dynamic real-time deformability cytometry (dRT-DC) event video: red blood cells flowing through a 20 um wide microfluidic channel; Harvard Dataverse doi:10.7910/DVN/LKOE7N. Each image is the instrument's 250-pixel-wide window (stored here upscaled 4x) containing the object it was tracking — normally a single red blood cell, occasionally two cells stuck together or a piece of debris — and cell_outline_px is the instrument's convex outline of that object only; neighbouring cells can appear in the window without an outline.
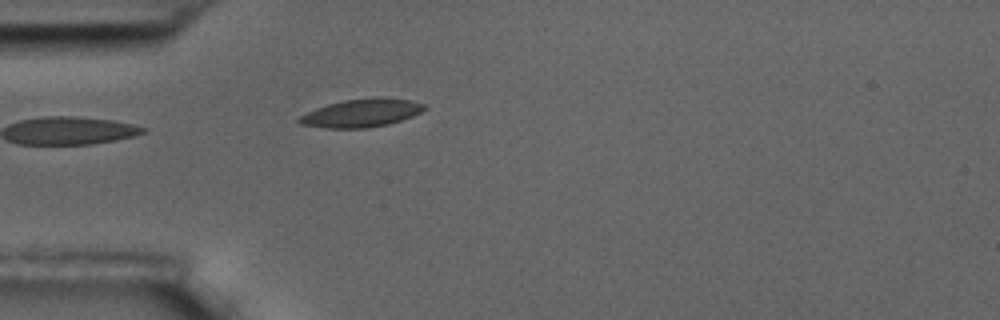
{"species": "common noctule bat (a hibernating species)", "species_latin": "Nyctalus noctula", "temperature_condition": "room temperature", "stored_images_in_passage": 43, "camera_frame_rate_fps": 3000, "um_per_image_px": 0.085, "animal": {"sex": "male", "body_mass_g": 17.5, "forearm_length_mm": 52.3}, "frame": {"image": 1, "passage_image": 1, "time_ms": 0.0, "image_size_px": [1000, 320], "cell_outline_px": [[428, 108], [412, 116], [388, 124], [368, 128], [328, 128], [300, 124], [296, 120], [300, 116], [316, 108], [328, 104], [344, 100], [372, 96], [380, 96], [412, 100], [424, 104]], "centroid_in_image_um": [30.75, 9.58], "position_along_channel_um": 54.2, "area_um2": 20.69}}
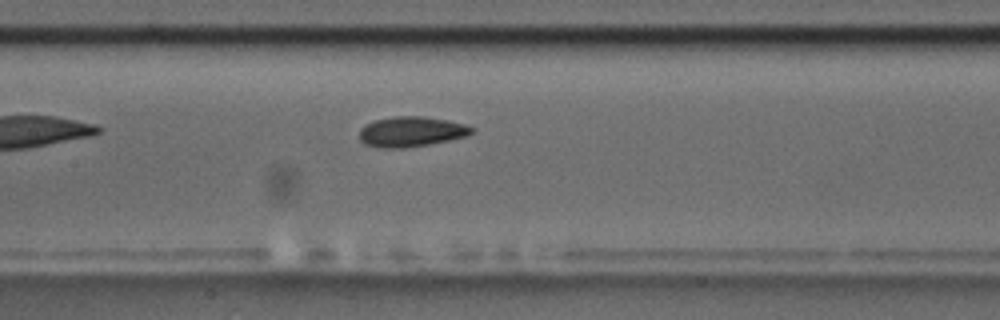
{"frame": {"image": 2, "passage_image": 12, "time_ms": 3.667, "image_size_px": [1000, 320], "cell_outline_px": [[472, 132], [468, 136], [428, 144], [404, 148], [376, 148], [364, 144], [360, 140], [360, 128], [364, 124], [376, 120], [392, 116], [424, 116], [448, 120], [464, 124], [472, 128]], "centroid_in_image_um": [34.9, 11.19], "position_along_channel_um": 172.5, "area_um2": 19.83}}
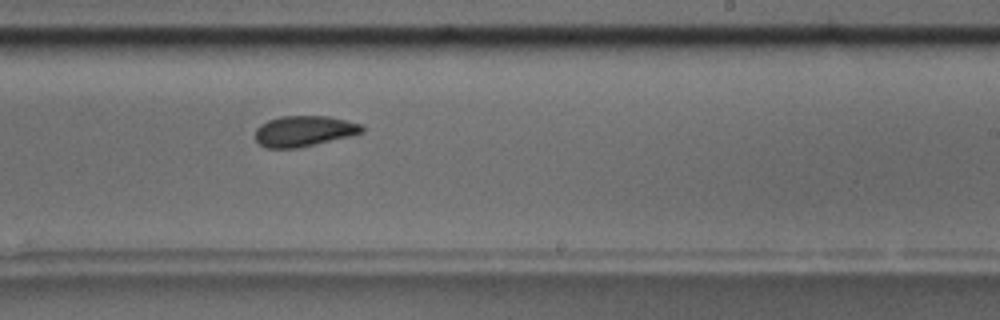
{"frame": {"image": 3, "passage_image": 20, "time_ms": 6.333, "image_size_px": [1000, 320], "cell_outline_px": [[364, 132], [352, 136], [296, 148], [264, 148], [256, 140], [256, 128], [260, 124], [268, 120], [280, 116], [328, 116], [360, 124], [364, 128]], "centroid_in_image_um": [25.83, 11.14], "position_along_channel_um": 263.2, "area_um2": 19.07}, "authors_computed_cell_mechanics": {"area_um2": 19.5942, "velocity_mm_per_s": 3.4134, "shape_relaxation_time_tau1_ms": 4.1761, "shape_relaxation_time_tau2_ms": 2.3936, "deformation_change_tau1": 0.0968, "deformation_change_tau2": 0.0669}}